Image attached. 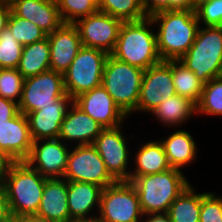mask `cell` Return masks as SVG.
Listing matches in <instances>:
<instances>
[{
    "label": "cell",
    "mask_w": 222,
    "mask_h": 222,
    "mask_svg": "<svg viewBox=\"0 0 222 222\" xmlns=\"http://www.w3.org/2000/svg\"><path fill=\"white\" fill-rule=\"evenodd\" d=\"M63 178L67 181L93 183L103 189L117 182L107 171L93 145L71 147Z\"/></svg>",
    "instance_id": "obj_9"
},
{
    "label": "cell",
    "mask_w": 222,
    "mask_h": 222,
    "mask_svg": "<svg viewBox=\"0 0 222 222\" xmlns=\"http://www.w3.org/2000/svg\"><path fill=\"white\" fill-rule=\"evenodd\" d=\"M169 10H193V0H169Z\"/></svg>",
    "instance_id": "obj_41"
},
{
    "label": "cell",
    "mask_w": 222,
    "mask_h": 222,
    "mask_svg": "<svg viewBox=\"0 0 222 222\" xmlns=\"http://www.w3.org/2000/svg\"><path fill=\"white\" fill-rule=\"evenodd\" d=\"M19 112L18 103L0 97V124L15 117Z\"/></svg>",
    "instance_id": "obj_37"
},
{
    "label": "cell",
    "mask_w": 222,
    "mask_h": 222,
    "mask_svg": "<svg viewBox=\"0 0 222 222\" xmlns=\"http://www.w3.org/2000/svg\"><path fill=\"white\" fill-rule=\"evenodd\" d=\"M162 61L179 60L195 41L200 23L193 10H165L152 15Z\"/></svg>",
    "instance_id": "obj_1"
},
{
    "label": "cell",
    "mask_w": 222,
    "mask_h": 222,
    "mask_svg": "<svg viewBox=\"0 0 222 222\" xmlns=\"http://www.w3.org/2000/svg\"><path fill=\"white\" fill-rule=\"evenodd\" d=\"M11 218L6 190L4 185H0V222H9Z\"/></svg>",
    "instance_id": "obj_40"
},
{
    "label": "cell",
    "mask_w": 222,
    "mask_h": 222,
    "mask_svg": "<svg viewBox=\"0 0 222 222\" xmlns=\"http://www.w3.org/2000/svg\"><path fill=\"white\" fill-rule=\"evenodd\" d=\"M37 216L54 222H72L67 202V180L64 178L47 179Z\"/></svg>",
    "instance_id": "obj_22"
},
{
    "label": "cell",
    "mask_w": 222,
    "mask_h": 222,
    "mask_svg": "<svg viewBox=\"0 0 222 222\" xmlns=\"http://www.w3.org/2000/svg\"><path fill=\"white\" fill-rule=\"evenodd\" d=\"M98 8L123 22L139 21L147 17L142 0H98Z\"/></svg>",
    "instance_id": "obj_29"
},
{
    "label": "cell",
    "mask_w": 222,
    "mask_h": 222,
    "mask_svg": "<svg viewBox=\"0 0 222 222\" xmlns=\"http://www.w3.org/2000/svg\"><path fill=\"white\" fill-rule=\"evenodd\" d=\"M103 129L97 121L72 103L61 124L58 139L69 146L92 145Z\"/></svg>",
    "instance_id": "obj_19"
},
{
    "label": "cell",
    "mask_w": 222,
    "mask_h": 222,
    "mask_svg": "<svg viewBox=\"0 0 222 222\" xmlns=\"http://www.w3.org/2000/svg\"><path fill=\"white\" fill-rule=\"evenodd\" d=\"M165 137L159 140L172 168L182 170L197 159V143L189 131L179 129Z\"/></svg>",
    "instance_id": "obj_23"
},
{
    "label": "cell",
    "mask_w": 222,
    "mask_h": 222,
    "mask_svg": "<svg viewBox=\"0 0 222 222\" xmlns=\"http://www.w3.org/2000/svg\"><path fill=\"white\" fill-rule=\"evenodd\" d=\"M11 7L7 5H0V33L7 27Z\"/></svg>",
    "instance_id": "obj_44"
},
{
    "label": "cell",
    "mask_w": 222,
    "mask_h": 222,
    "mask_svg": "<svg viewBox=\"0 0 222 222\" xmlns=\"http://www.w3.org/2000/svg\"><path fill=\"white\" fill-rule=\"evenodd\" d=\"M2 5L12 6L17 0H0Z\"/></svg>",
    "instance_id": "obj_46"
},
{
    "label": "cell",
    "mask_w": 222,
    "mask_h": 222,
    "mask_svg": "<svg viewBox=\"0 0 222 222\" xmlns=\"http://www.w3.org/2000/svg\"><path fill=\"white\" fill-rule=\"evenodd\" d=\"M11 11L31 21L47 35L63 24L56 0H17Z\"/></svg>",
    "instance_id": "obj_21"
},
{
    "label": "cell",
    "mask_w": 222,
    "mask_h": 222,
    "mask_svg": "<svg viewBox=\"0 0 222 222\" xmlns=\"http://www.w3.org/2000/svg\"><path fill=\"white\" fill-rule=\"evenodd\" d=\"M15 162L6 152L0 150V185H4L8 173Z\"/></svg>",
    "instance_id": "obj_39"
},
{
    "label": "cell",
    "mask_w": 222,
    "mask_h": 222,
    "mask_svg": "<svg viewBox=\"0 0 222 222\" xmlns=\"http://www.w3.org/2000/svg\"><path fill=\"white\" fill-rule=\"evenodd\" d=\"M143 217L140 222H171L170 217L167 213H152L147 215L143 214Z\"/></svg>",
    "instance_id": "obj_42"
},
{
    "label": "cell",
    "mask_w": 222,
    "mask_h": 222,
    "mask_svg": "<svg viewBox=\"0 0 222 222\" xmlns=\"http://www.w3.org/2000/svg\"><path fill=\"white\" fill-rule=\"evenodd\" d=\"M24 77L17 68L0 69V97L20 103Z\"/></svg>",
    "instance_id": "obj_34"
},
{
    "label": "cell",
    "mask_w": 222,
    "mask_h": 222,
    "mask_svg": "<svg viewBox=\"0 0 222 222\" xmlns=\"http://www.w3.org/2000/svg\"><path fill=\"white\" fill-rule=\"evenodd\" d=\"M144 71L111 55L107 58L102 86L127 116L132 115L137 108Z\"/></svg>",
    "instance_id": "obj_6"
},
{
    "label": "cell",
    "mask_w": 222,
    "mask_h": 222,
    "mask_svg": "<svg viewBox=\"0 0 222 222\" xmlns=\"http://www.w3.org/2000/svg\"><path fill=\"white\" fill-rule=\"evenodd\" d=\"M72 103L73 99L66 94L56 100L53 105H47L40 110L28 113L26 117L33 141L57 139L60 134L61 124Z\"/></svg>",
    "instance_id": "obj_16"
},
{
    "label": "cell",
    "mask_w": 222,
    "mask_h": 222,
    "mask_svg": "<svg viewBox=\"0 0 222 222\" xmlns=\"http://www.w3.org/2000/svg\"><path fill=\"white\" fill-rule=\"evenodd\" d=\"M63 23L74 24L78 19L99 11L98 0H56Z\"/></svg>",
    "instance_id": "obj_32"
},
{
    "label": "cell",
    "mask_w": 222,
    "mask_h": 222,
    "mask_svg": "<svg viewBox=\"0 0 222 222\" xmlns=\"http://www.w3.org/2000/svg\"><path fill=\"white\" fill-rule=\"evenodd\" d=\"M73 103L104 129L118 127L128 117L102 85L80 94Z\"/></svg>",
    "instance_id": "obj_15"
},
{
    "label": "cell",
    "mask_w": 222,
    "mask_h": 222,
    "mask_svg": "<svg viewBox=\"0 0 222 222\" xmlns=\"http://www.w3.org/2000/svg\"><path fill=\"white\" fill-rule=\"evenodd\" d=\"M9 222H54L51 220H48L46 218L34 215H22L17 217H12Z\"/></svg>",
    "instance_id": "obj_43"
},
{
    "label": "cell",
    "mask_w": 222,
    "mask_h": 222,
    "mask_svg": "<svg viewBox=\"0 0 222 222\" xmlns=\"http://www.w3.org/2000/svg\"><path fill=\"white\" fill-rule=\"evenodd\" d=\"M102 189V187L93 183L67 181V202L70 219L72 221L97 219L98 213L93 214V212L99 211Z\"/></svg>",
    "instance_id": "obj_20"
},
{
    "label": "cell",
    "mask_w": 222,
    "mask_h": 222,
    "mask_svg": "<svg viewBox=\"0 0 222 222\" xmlns=\"http://www.w3.org/2000/svg\"><path fill=\"white\" fill-rule=\"evenodd\" d=\"M141 145L136 148L138 150L134 152L135 156L131 159L134 160L132 162L134 170L131 169L130 176L161 173L172 168L160 140H148V142Z\"/></svg>",
    "instance_id": "obj_24"
},
{
    "label": "cell",
    "mask_w": 222,
    "mask_h": 222,
    "mask_svg": "<svg viewBox=\"0 0 222 222\" xmlns=\"http://www.w3.org/2000/svg\"><path fill=\"white\" fill-rule=\"evenodd\" d=\"M207 1H210V0H193V11H195L196 8L200 6L202 3L207 2Z\"/></svg>",
    "instance_id": "obj_45"
},
{
    "label": "cell",
    "mask_w": 222,
    "mask_h": 222,
    "mask_svg": "<svg viewBox=\"0 0 222 222\" xmlns=\"http://www.w3.org/2000/svg\"><path fill=\"white\" fill-rule=\"evenodd\" d=\"M197 114L222 116V77L213 78L204 84L201 100L197 104Z\"/></svg>",
    "instance_id": "obj_30"
},
{
    "label": "cell",
    "mask_w": 222,
    "mask_h": 222,
    "mask_svg": "<svg viewBox=\"0 0 222 222\" xmlns=\"http://www.w3.org/2000/svg\"><path fill=\"white\" fill-rule=\"evenodd\" d=\"M109 54L82 47L64 75L66 94L72 99L102 85V75Z\"/></svg>",
    "instance_id": "obj_7"
},
{
    "label": "cell",
    "mask_w": 222,
    "mask_h": 222,
    "mask_svg": "<svg viewBox=\"0 0 222 222\" xmlns=\"http://www.w3.org/2000/svg\"><path fill=\"white\" fill-rule=\"evenodd\" d=\"M70 149L58 138L35 140L26 162L47 179L63 178Z\"/></svg>",
    "instance_id": "obj_14"
},
{
    "label": "cell",
    "mask_w": 222,
    "mask_h": 222,
    "mask_svg": "<svg viewBox=\"0 0 222 222\" xmlns=\"http://www.w3.org/2000/svg\"><path fill=\"white\" fill-rule=\"evenodd\" d=\"M32 145L33 139L25 114L19 112L15 117L0 124V150L16 162L27 160Z\"/></svg>",
    "instance_id": "obj_18"
},
{
    "label": "cell",
    "mask_w": 222,
    "mask_h": 222,
    "mask_svg": "<svg viewBox=\"0 0 222 222\" xmlns=\"http://www.w3.org/2000/svg\"><path fill=\"white\" fill-rule=\"evenodd\" d=\"M151 114L165 127L177 128L197 114V105L188 98L175 94L161 102Z\"/></svg>",
    "instance_id": "obj_25"
},
{
    "label": "cell",
    "mask_w": 222,
    "mask_h": 222,
    "mask_svg": "<svg viewBox=\"0 0 222 222\" xmlns=\"http://www.w3.org/2000/svg\"><path fill=\"white\" fill-rule=\"evenodd\" d=\"M123 125L103 129L92 144L104 161L107 171L116 181L130 180L131 166L128 165L131 164L132 156L129 155L131 153L122 130Z\"/></svg>",
    "instance_id": "obj_11"
},
{
    "label": "cell",
    "mask_w": 222,
    "mask_h": 222,
    "mask_svg": "<svg viewBox=\"0 0 222 222\" xmlns=\"http://www.w3.org/2000/svg\"><path fill=\"white\" fill-rule=\"evenodd\" d=\"M7 28L22 46L30 45L47 37V34L37 25L16 16L12 11L8 18Z\"/></svg>",
    "instance_id": "obj_31"
},
{
    "label": "cell",
    "mask_w": 222,
    "mask_h": 222,
    "mask_svg": "<svg viewBox=\"0 0 222 222\" xmlns=\"http://www.w3.org/2000/svg\"><path fill=\"white\" fill-rule=\"evenodd\" d=\"M144 13L151 17L155 13L169 10V0H142Z\"/></svg>",
    "instance_id": "obj_38"
},
{
    "label": "cell",
    "mask_w": 222,
    "mask_h": 222,
    "mask_svg": "<svg viewBox=\"0 0 222 222\" xmlns=\"http://www.w3.org/2000/svg\"><path fill=\"white\" fill-rule=\"evenodd\" d=\"M23 46L6 27L0 33V69L18 68Z\"/></svg>",
    "instance_id": "obj_33"
},
{
    "label": "cell",
    "mask_w": 222,
    "mask_h": 222,
    "mask_svg": "<svg viewBox=\"0 0 222 222\" xmlns=\"http://www.w3.org/2000/svg\"><path fill=\"white\" fill-rule=\"evenodd\" d=\"M72 222H101L98 219H93V220H82V221H72Z\"/></svg>",
    "instance_id": "obj_47"
},
{
    "label": "cell",
    "mask_w": 222,
    "mask_h": 222,
    "mask_svg": "<svg viewBox=\"0 0 222 222\" xmlns=\"http://www.w3.org/2000/svg\"><path fill=\"white\" fill-rule=\"evenodd\" d=\"M18 71L24 78L50 70V44L48 37L23 46Z\"/></svg>",
    "instance_id": "obj_26"
},
{
    "label": "cell",
    "mask_w": 222,
    "mask_h": 222,
    "mask_svg": "<svg viewBox=\"0 0 222 222\" xmlns=\"http://www.w3.org/2000/svg\"><path fill=\"white\" fill-rule=\"evenodd\" d=\"M198 22L202 26H222V0H210L195 10Z\"/></svg>",
    "instance_id": "obj_35"
},
{
    "label": "cell",
    "mask_w": 222,
    "mask_h": 222,
    "mask_svg": "<svg viewBox=\"0 0 222 222\" xmlns=\"http://www.w3.org/2000/svg\"><path fill=\"white\" fill-rule=\"evenodd\" d=\"M152 25L150 17L123 22L115 48L110 55L142 70L160 63L162 60L157 51L155 26Z\"/></svg>",
    "instance_id": "obj_2"
},
{
    "label": "cell",
    "mask_w": 222,
    "mask_h": 222,
    "mask_svg": "<svg viewBox=\"0 0 222 222\" xmlns=\"http://www.w3.org/2000/svg\"><path fill=\"white\" fill-rule=\"evenodd\" d=\"M172 77L176 94L197 105L201 100L204 83L178 60H172Z\"/></svg>",
    "instance_id": "obj_28"
},
{
    "label": "cell",
    "mask_w": 222,
    "mask_h": 222,
    "mask_svg": "<svg viewBox=\"0 0 222 222\" xmlns=\"http://www.w3.org/2000/svg\"><path fill=\"white\" fill-rule=\"evenodd\" d=\"M175 94L172 60L161 61L144 71L139 101L134 113L150 114L161 102Z\"/></svg>",
    "instance_id": "obj_13"
},
{
    "label": "cell",
    "mask_w": 222,
    "mask_h": 222,
    "mask_svg": "<svg viewBox=\"0 0 222 222\" xmlns=\"http://www.w3.org/2000/svg\"><path fill=\"white\" fill-rule=\"evenodd\" d=\"M189 185L170 205L167 214L171 222H200L201 200L208 192H195Z\"/></svg>",
    "instance_id": "obj_27"
},
{
    "label": "cell",
    "mask_w": 222,
    "mask_h": 222,
    "mask_svg": "<svg viewBox=\"0 0 222 222\" xmlns=\"http://www.w3.org/2000/svg\"><path fill=\"white\" fill-rule=\"evenodd\" d=\"M143 212L138 193L129 181L102 189L97 219L101 222H140Z\"/></svg>",
    "instance_id": "obj_8"
},
{
    "label": "cell",
    "mask_w": 222,
    "mask_h": 222,
    "mask_svg": "<svg viewBox=\"0 0 222 222\" xmlns=\"http://www.w3.org/2000/svg\"><path fill=\"white\" fill-rule=\"evenodd\" d=\"M220 77H222V62H221V67H220Z\"/></svg>",
    "instance_id": "obj_48"
},
{
    "label": "cell",
    "mask_w": 222,
    "mask_h": 222,
    "mask_svg": "<svg viewBox=\"0 0 222 222\" xmlns=\"http://www.w3.org/2000/svg\"><path fill=\"white\" fill-rule=\"evenodd\" d=\"M183 170L167 171L144 176H130L143 214L167 213L170 205L190 185Z\"/></svg>",
    "instance_id": "obj_3"
},
{
    "label": "cell",
    "mask_w": 222,
    "mask_h": 222,
    "mask_svg": "<svg viewBox=\"0 0 222 222\" xmlns=\"http://www.w3.org/2000/svg\"><path fill=\"white\" fill-rule=\"evenodd\" d=\"M200 222H222V196L212 191L202 198Z\"/></svg>",
    "instance_id": "obj_36"
},
{
    "label": "cell",
    "mask_w": 222,
    "mask_h": 222,
    "mask_svg": "<svg viewBox=\"0 0 222 222\" xmlns=\"http://www.w3.org/2000/svg\"><path fill=\"white\" fill-rule=\"evenodd\" d=\"M123 21L101 11L78 19L77 27L83 47L111 54L115 48Z\"/></svg>",
    "instance_id": "obj_12"
},
{
    "label": "cell",
    "mask_w": 222,
    "mask_h": 222,
    "mask_svg": "<svg viewBox=\"0 0 222 222\" xmlns=\"http://www.w3.org/2000/svg\"><path fill=\"white\" fill-rule=\"evenodd\" d=\"M45 182L46 178L26 161L12 165L4 183L12 217L37 214Z\"/></svg>",
    "instance_id": "obj_4"
},
{
    "label": "cell",
    "mask_w": 222,
    "mask_h": 222,
    "mask_svg": "<svg viewBox=\"0 0 222 222\" xmlns=\"http://www.w3.org/2000/svg\"><path fill=\"white\" fill-rule=\"evenodd\" d=\"M66 95L64 75L47 70L24 79L19 111L25 115L40 110Z\"/></svg>",
    "instance_id": "obj_10"
},
{
    "label": "cell",
    "mask_w": 222,
    "mask_h": 222,
    "mask_svg": "<svg viewBox=\"0 0 222 222\" xmlns=\"http://www.w3.org/2000/svg\"><path fill=\"white\" fill-rule=\"evenodd\" d=\"M50 44V70L64 74L83 47L77 27L63 23L47 35Z\"/></svg>",
    "instance_id": "obj_17"
},
{
    "label": "cell",
    "mask_w": 222,
    "mask_h": 222,
    "mask_svg": "<svg viewBox=\"0 0 222 222\" xmlns=\"http://www.w3.org/2000/svg\"><path fill=\"white\" fill-rule=\"evenodd\" d=\"M196 77L206 84L220 77L222 62V26H201L195 41L179 60Z\"/></svg>",
    "instance_id": "obj_5"
}]
</instances>
